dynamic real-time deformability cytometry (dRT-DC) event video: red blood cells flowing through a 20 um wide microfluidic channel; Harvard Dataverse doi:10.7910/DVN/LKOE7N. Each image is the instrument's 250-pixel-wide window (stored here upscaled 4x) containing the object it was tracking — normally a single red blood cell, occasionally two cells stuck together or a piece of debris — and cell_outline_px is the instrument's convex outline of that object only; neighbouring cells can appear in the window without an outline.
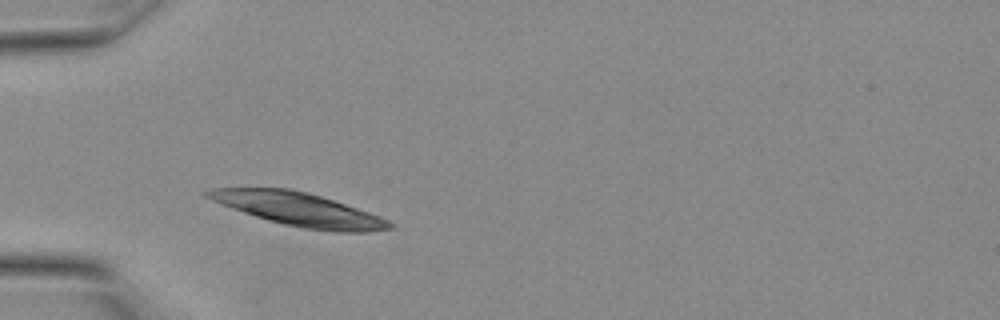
{"species": "Egyptian fruit bat (a non-hibernating species)", "species_latin": "Rousettus aegyptiacus", "temperature_condition": "warm", "stored_images_in_passage": 4, "camera_frame_rate_fps": 3000, "um_per_image_px": 0.085, "animal": {"sex": "female"}, "frame": {"image": 1, "passage_image": 1, "time_ms": 0.0, "image_size_px": [1000, 320], "cell_outline_px": [[392, 228], [368, 232], [332, 232], [304, 228], [284, 224], [268, 220], [232, 208], [212, 200], [204, 196], [200, 192], [212, 188], [288, 188], [308, 192], [380, 216], [388, 220], [392, 224]], "centroid_in_image_um": [25.37, 17.79], "position_along_channel_um": 59.6, "area_um2": 34.97}}
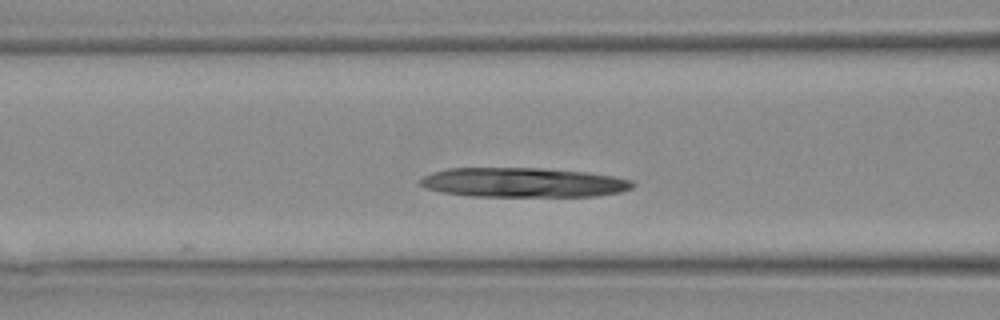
{"frame": {"image": 2, "passage_image": 4, "time_ms": 1.0, "image_size_px": [1000, 320], "cell_outline_px": [[636, 184], [632, 188], [620, 192], [596, 196], [468, 196], [440, 192], [424, 188], [420, 184], [420, 180], [424, 176], [432, 172], [448, 168], [540, 168], [588, 172], [612, 176], [632, 180]], "centroid_in_image_um": [44.46, 15.51], "position_along_channel_um": 122.1, "area_um2": 36.7}}